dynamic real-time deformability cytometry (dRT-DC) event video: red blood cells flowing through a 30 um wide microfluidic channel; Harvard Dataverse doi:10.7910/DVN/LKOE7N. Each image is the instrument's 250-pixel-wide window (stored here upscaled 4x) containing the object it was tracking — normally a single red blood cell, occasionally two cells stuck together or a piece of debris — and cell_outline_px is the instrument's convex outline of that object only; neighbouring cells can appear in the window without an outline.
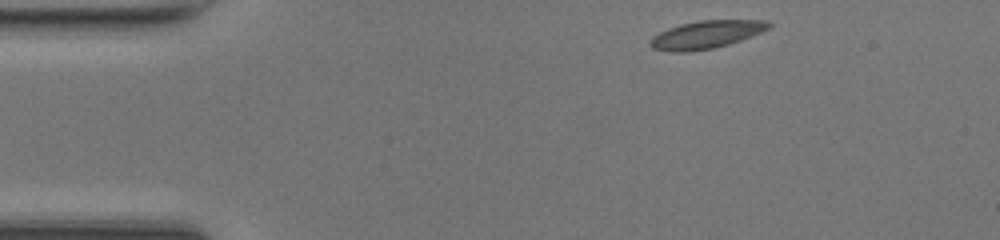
{"species": "common noctule bat (a hibernating species)", "species_latin": "Nyctalus noctula", "temperature_condition": "room temperature", "stored_images_in_passage": 43, "camera_frame_rate_fps": 3000, "um_per_image_px": 0.085, "animal": {"sex": "female", "body_mass_g": 17.0, "forearm_length_mm": 48.0}, "frame": {"image": 1, "passage_image": 1, "time_ms": 0.0, "image_size_px": [1000, 240], "cell_outline_px": [[772, 24], [768, 28], [752, 36], [728, 44], [712, 48], [688, 52], [672, 52], [652, 48], [648, 44], [648, 40], [652, 36], [668, 28], [680, 24], [700, 20], [768, 20]], "centroid_in_image_um": [59.98, 2.94], "position_along_channel_um": 25.0, "area_um2": 19.25}}
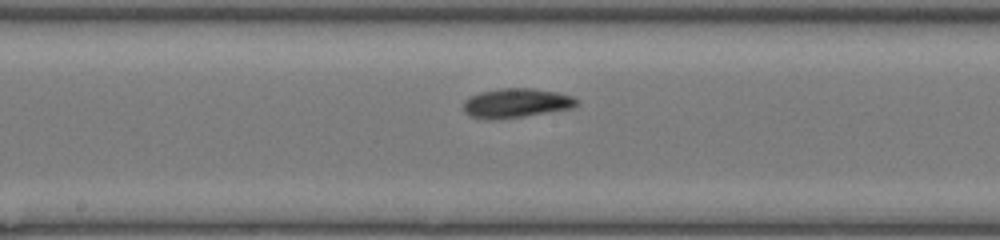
{"frame": {"image": 2, "passage_image": 19, "time_ms": 6.0, "image_size_px": [1000, 240], "cell_outline_px": [[580, 104], [572, 108], [524, 116], [496, 120], [484, 120], [468, 116], [464, 112], [464, 100], [480, 92], [504, 88], [532, 88], [556, 92], [572, 96]], "centroid_in_image_um": [43.84, 8.78], "position_along_channel_um": 204.4, "area_um2": 19.42}}
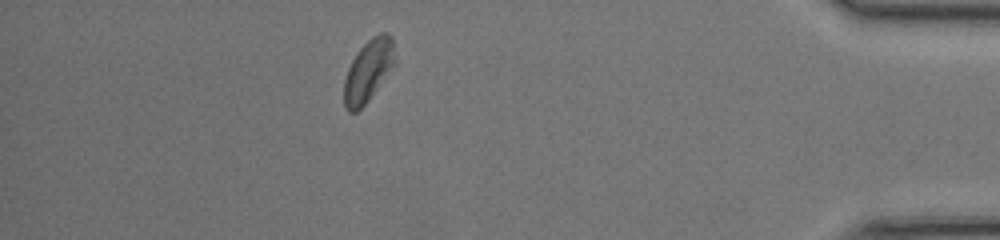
{"frame": {"image": 3, "passage_image": 37, "time_ms": 12.0, "image_size_px": [1000, 240], "cell_outline_px": [[396, 64], [368, 100], [356, 112], [348, 112], [344, 104], [344, 80], [348, 68], [352, 60], [360, 48], [372, 36], [380, 32], [388, 32], [392, 36], [396, 60]], "centroid_in_image_um": [31.33, 5.97], "position_along_channel_um": 403.9, "area_um2": 18.44}, "authors_computed_cell_mechanics": {"area_um2": 18.7272, "velocity_mm_per_s": 4.1839, "shape_relaxation_time_tau1_ms": 4.065, "shape_relaxation_time_tau2_ms": 4.4949, "deformation_change_tau1": 0.1021, "deformation_change_tau2": 0.0916}}